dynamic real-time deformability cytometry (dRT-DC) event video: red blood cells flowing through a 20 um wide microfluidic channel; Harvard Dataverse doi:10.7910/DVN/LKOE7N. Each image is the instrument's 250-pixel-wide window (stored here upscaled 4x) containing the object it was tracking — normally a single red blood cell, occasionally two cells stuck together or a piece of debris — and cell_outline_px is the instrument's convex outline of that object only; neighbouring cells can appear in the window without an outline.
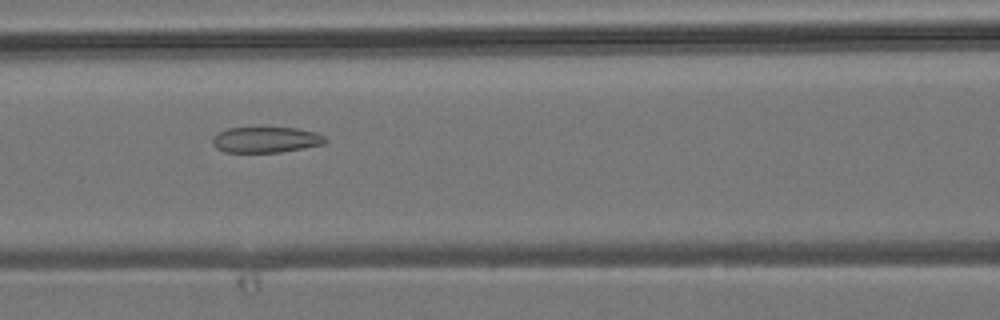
{"species": "common noctule bat (a hibernating species)", "species_latin": "Nyctalus noctula", "temperature_condition": "room temperature", "stored_images_in_passage": 7, "camera_frame_rate_fps": 3000, "um_per_image_px": 0.085, "animal": {"sex": "male", "body_mass_g": 19.2, "forearm_length_mm": 51.8}, "frame": {"image": 1, "passage_image": 6, "time_ms": 6.333, "image_size_px": [1000, 320], "cell_outline_px": [[328, 140], [324, 144], [280, 152], [224, 152], [216, 148], [212, 140], [220, 132], [228, 128], [296, 128], [316, 132], [324, 136]], "centroid_in_image_um": [22.64, 11.88], "position_along_channel_um": 144.0, "area_um2": 16.7}}
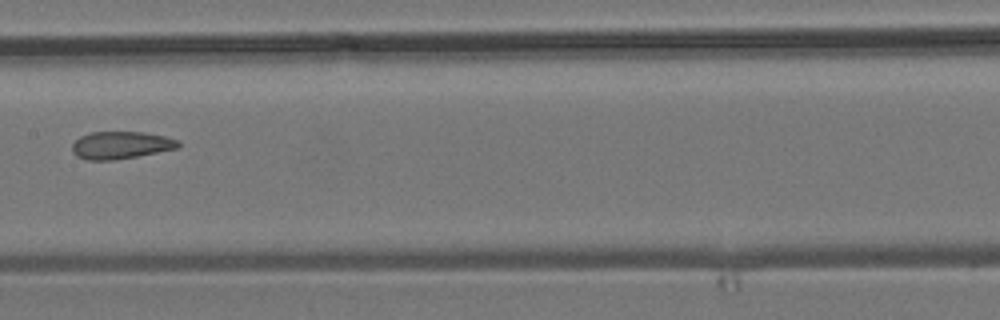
{"frame": {"image": 2, "passage_image": 7, "time_ms": 7.667, "image_size_px": [1000, 320], "cell_outline_px": [[180, 144], [176, 148], [136, 156], [112, 160], [88, 160], [76, 156], [72, 152], [72, 144], [80, 136], [92, 132], [144, 132], [164, 136], [180, 140]], "centroid_in_image_um": [10.24, 12.33], "position_along_channel_um": 197.2, "area_um2": 16.82}}